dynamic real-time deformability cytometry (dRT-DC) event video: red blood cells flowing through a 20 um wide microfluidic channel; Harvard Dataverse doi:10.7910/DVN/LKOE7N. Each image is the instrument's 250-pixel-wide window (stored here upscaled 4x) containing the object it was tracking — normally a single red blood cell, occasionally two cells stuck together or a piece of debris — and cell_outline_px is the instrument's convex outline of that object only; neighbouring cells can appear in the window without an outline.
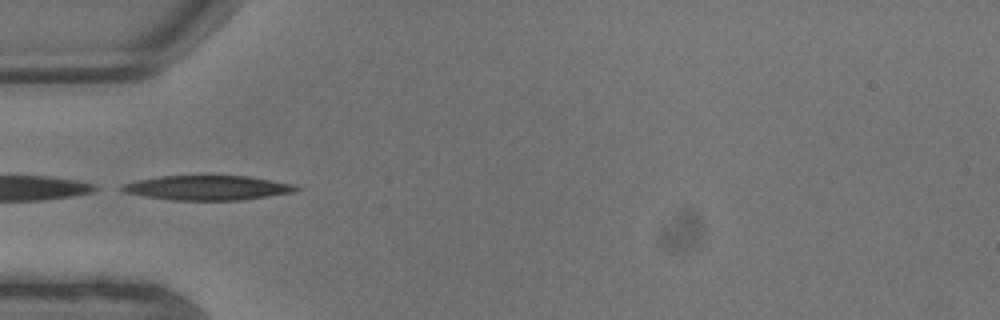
{"species": "common noctule bat (a hibernating species)", "species_latin": "Nyctalus noctula", "temperature_condition": "warm", "stored_images_in_passage": 3, "camera_frame_rate_fps": 3000, "um_per_image_px": 0.085, "animal": {"sex": "male", "body_mass_g": 13.3}, "frame": {"image": 1, "passage_image": 1, "time_ms": 0.0, "image_size_px": [1000, 320], "cell_outline_px": [[300, 188], [296, 192], [240, 200], [172, 200], [144, 196], [124, 192], [116, 188], [124, 184], [136, 180], [160, 176], [248, 176], [292, 184]], "centroid_in_image_um": [17.59, 15.96], "position_along_channel_um": 67.4, "area_um2": 24.85}}